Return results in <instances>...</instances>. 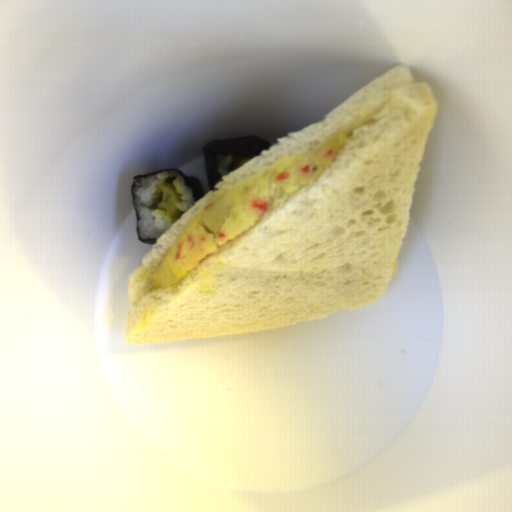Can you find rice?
<instances>
[{
	"instance_id": "652b925c",
	"label": "rice",
	"mask_w": 512,
	"mask_h": 512,
	"mask_svg": "<svg viewBox=\"0 0 512 512\" xmlns=\"http://www.w3.org/2000/svg\"><path fill=\"white\" fill-rule=\"evenodd\" d=\"M165 184H171L179 195L180 201L175 206L180 212L185 214L196 204L191 189L185 186L184 177L176 172H159L134 181L132 194L137 211L136 226L143 240L158 239L179 220L168 216L165 209L158 208L164 197L162 186Z\"/></svg>"
},
{
	"instance_id": "023b6e5f",
	"label": "rice",
	"mask_w": 512,
	"mask_h": 512,
	"mask_svg": "<svg viewBox=\"0 0 512 512\" xmlns=\"http://www.w3.org/2000/svg\"><path fill=\"white\" fill-rule=\"evenodd\" d=\"M215 161L217 163V169L222 181L224 175L232 171L235 159L233 155L219 154L218 156L215 157Z\"/></svg>"
}]
</instances>
